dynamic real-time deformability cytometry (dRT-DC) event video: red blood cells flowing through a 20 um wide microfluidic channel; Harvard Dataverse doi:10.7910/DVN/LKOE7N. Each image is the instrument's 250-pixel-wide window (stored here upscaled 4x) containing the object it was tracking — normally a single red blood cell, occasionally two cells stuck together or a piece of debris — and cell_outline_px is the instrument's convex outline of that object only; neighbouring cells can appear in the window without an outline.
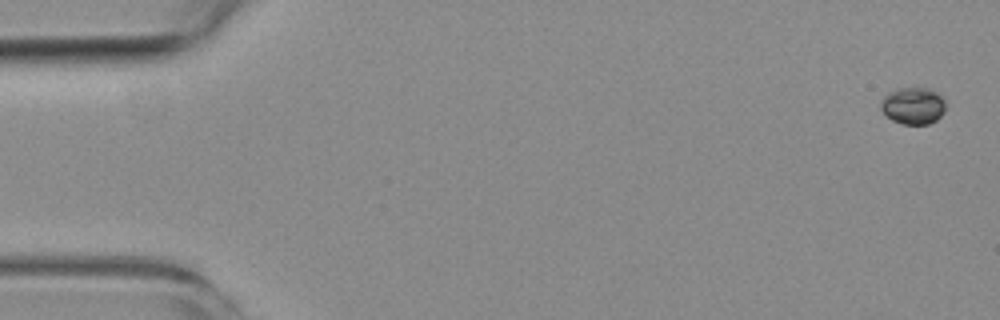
{"species": "common noctule bat (a hibernating species)", "species_latin": "Nyctalus noctula", "temperature_condition": "room temperature", "stored_images_in_passage": 5, "camera_frame_rate_fps": 3000, "um_per_image_px": 0.085, "animal": {"sex": "female", "body_mass_g": 19.3, "forearm_length_mm": 54.1}, "frame": {"image": 1, "passage_image": 1, "time_ms": 0.0, "image_size_px": [1000, 320], "cell_outline_px": [[944, 112], [936, 120], [928, 124], [904, 124], [892, 120], [880, 108], [880, 100], [888, 92], [896, 88], [932, 88], [944, 100]], "centroid_in_image_um": [77.59, 8.97], "position_along_channel_um": 7.4, "area_um2": 13.93}}
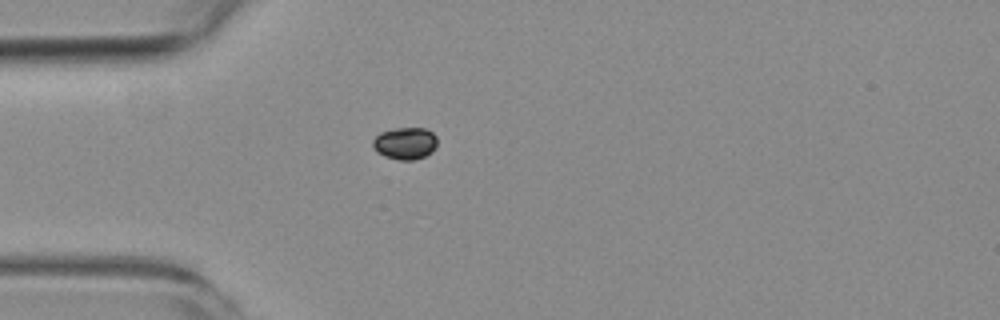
{"frame": {"image": 2, "passage_image": 5, "time_ms": 4.667, "image_size_px": [1000, 320], "cell_outline_px": [[436, 148], [432, 152], [424, 156], [412, 160], [400, 160], [384, 156], [376, 152], [372, 148], [372, 140], [380, 132], [396, 128], [424, 128], [432, 132], [436, 136]], "centroid_in_image_um": [34.41, 12.18], "position_along_channel_um": 50.6, "area_um2": 12.14}}